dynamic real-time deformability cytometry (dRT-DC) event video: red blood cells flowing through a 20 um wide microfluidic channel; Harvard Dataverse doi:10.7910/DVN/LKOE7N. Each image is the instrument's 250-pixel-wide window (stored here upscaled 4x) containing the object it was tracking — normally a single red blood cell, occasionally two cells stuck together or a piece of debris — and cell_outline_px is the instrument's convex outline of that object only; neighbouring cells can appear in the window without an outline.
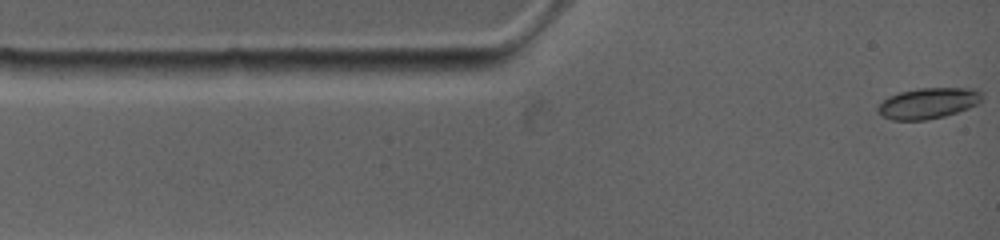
{"species": "common noctule bat (a hibernating species)", "species_latin": "Nyctalus noctula", "temperature_condition": "warm", "stored_images_in_passage": 12, "camera_frame_rate_fps": 4500, "um_per_image_px": 0.085, "animal": {"sex": "female", "body_mass_g": 19.0, "forearm_length_mm": 53.3}, "frame": {"image": 1, "passage_image": 1, "time_ms": 0.0, "image_size_px": [1000, 240], "cell_outline_px": [[972, 104], [956, 112], [940, 116], [920, 120], [896, 120], [884, 116], [880, 112], [880, 104], [884, 100], [900, 92], [920, 88], [956, 88], [972, 92]], "centroid_in_image_um": [78.65, 8.79], "position_along_channel_um": 6.3, "area_um2": 16.7}}
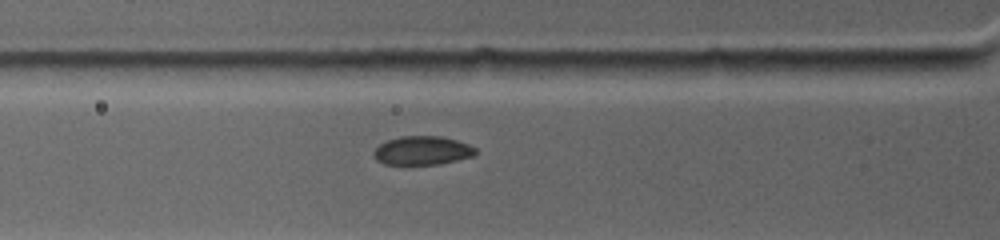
{"frame": {"image": 2, "passage_image": 9, "time_ms": 3.333, "image_size_px": [1000, 240], "cell_outline_px": [[476, 152], [472, 156], [456, 160], [436, 164], [384, 164], [376, 160], [376, 148], [380, 144], [388, 140], [400, 136], [440, 136], [456, 140], [468, 144], [476, 148]], "centroid_in_image_um": [35.91, 12.79], "position_along_channel_um": 89.9, "area_um2": 16.7}}
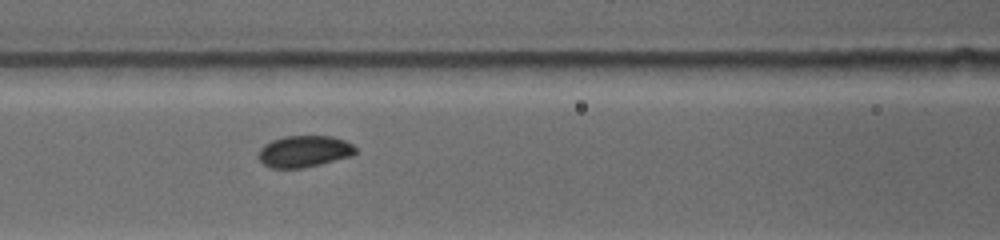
{"frame": {"image": 3, "passage_image": 12, "time_ms": 4.667, "image_size_px": [1000, 240], "cell_outline_px": [[356, 152], [348, 156], [300, 168], [272, 168], [264, 164], [260, 160], [260, 152], [272, 140], [284, 136], [332, 136], [344, 140], [352, 144], [356, 148]], "centroid_in_image_um": [25.87, 12.85], "position_along_channel_um": 140.7, "area_um2": 17.17}}